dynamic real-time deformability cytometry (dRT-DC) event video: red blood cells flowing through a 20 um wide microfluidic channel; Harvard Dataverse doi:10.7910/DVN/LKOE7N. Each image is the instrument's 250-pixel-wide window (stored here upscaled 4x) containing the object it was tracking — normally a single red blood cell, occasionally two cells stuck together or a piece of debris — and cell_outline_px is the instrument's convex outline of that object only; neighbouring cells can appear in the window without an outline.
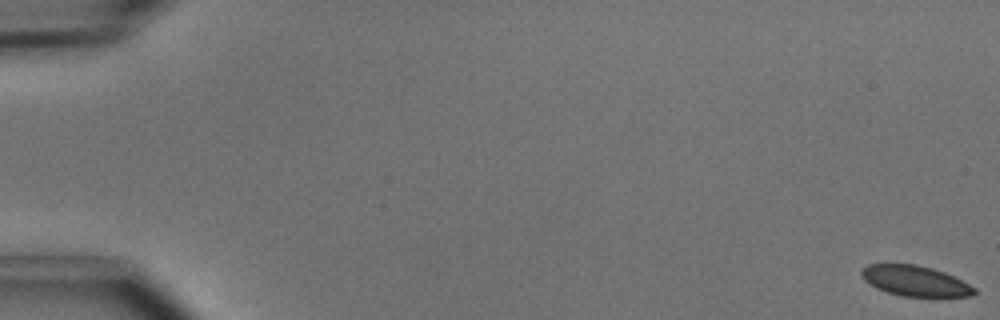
{"species": "common noctule bat (a hibernating species)", "species_latin": "Nyctalus noctula", "temperature_condition": "cold", "stored_images_in_passage": 51, "camera_frame_rate_fps": 3000, "um_per_image_px": 0.085, "animal": {"sex": "male", "body_mass_g": 15.6}, "frame": {"image": 1, "passage_image": 1, "time_ms": 0.0, "image_size_px": [1000, 320], "cell_outline_px": [[976, 292], [972, 296], [900, 296], [876, 288], [868, 284], [860, 276], [860, 268], [868, 264], [916, 264], [932, 268], [944, 272], [976, 288]], "centroid_in_image_um": [77.71, 23.86], "position_along_channel_um": 7.3, "area_um2": 20.0}}
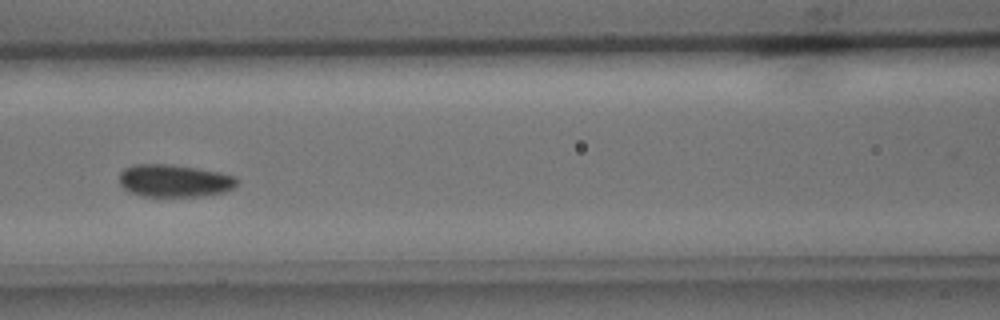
{"frame": {"image": 2, "passage_image": 24, "time_ms": 7.667, "image_size_px": [1000, 320], "cell_outline_px": [[236, 184], [232, 188], [224, 192], [204, 196], [140, 196], [128, 192], [120, 184], [120, 172], [124, 168], [132, 164], [168, 164], [196, 168], [220, 172], [236, 176]], "centroid_in_image_um": [14.79, 15.36], "position_along_channel_um": 151.8, "area_um2": 22.37}}
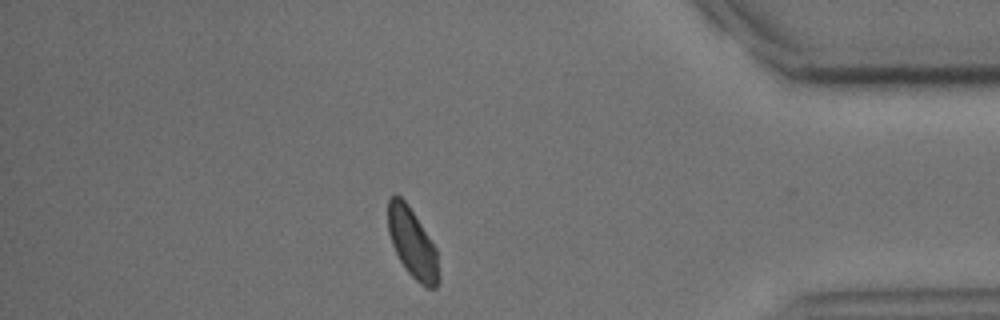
{"frame": {"image": 3, "passage_image": 45, "time_ms": 14.667, "image_size_px": [1000, 320], "cell_outline_px": [[440, 280], [436, 288], [428, 288], [420, 284], [408, 272], [400, 260], [392, 244], [388, 232], [388, 200], [396, 192], [408, 204], [436, 248], [440, 276]], "centroid_in_image_um": [35.06, 20.68], "position_along_channel_um": 400.1, "area_um2": 20.52}, "authors_computed_cell_mechanics": {"area_um2": 21.5016, "velocity_mm_per_s": 3.997, "shape_relaxation_time_tau1_ms": 1.9296, "shape_relaxation_time_tau2_ms": 6.7091, "deformation_change_tau1": 0.0685, "deformation_change_tau2": 0.0745}}